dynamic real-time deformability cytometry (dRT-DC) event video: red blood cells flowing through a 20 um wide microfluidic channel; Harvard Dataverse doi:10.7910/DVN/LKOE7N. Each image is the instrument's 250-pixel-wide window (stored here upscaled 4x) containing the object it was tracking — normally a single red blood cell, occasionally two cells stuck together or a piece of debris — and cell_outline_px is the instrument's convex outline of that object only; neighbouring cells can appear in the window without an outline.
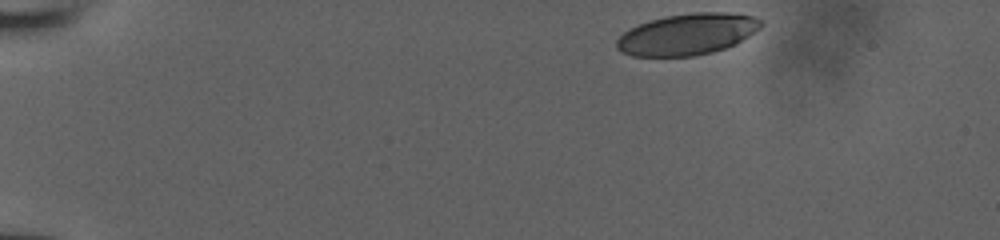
{"species": "human", "species_latin": "Homo sapiens", "temperature_condition": "room temperature", "stored_images_in_passage": 4, "camera_frame_rate_fps": 3000, "um_per_image_px": 0.085, "donor": {"sex": "male"}, "frame": {"image": 1, "passage_image": 1, "time_ms": 0.0, "image_size_px": [1000, 240], "cell_outline_px": [[764, 24], [760, 28], [736, 44], [712, 52], [696, 56], [632, 56], [620, 52], [616, 48], [616, 40], [628, 28], [648, 20], [664, 16], [692, 12], [728, 12], [752, 16], [764, 20]], "centroid_in_image_um": [58.41, 2.9], "position_along_channel_um": 26.6, "area_um2": 35.14}}